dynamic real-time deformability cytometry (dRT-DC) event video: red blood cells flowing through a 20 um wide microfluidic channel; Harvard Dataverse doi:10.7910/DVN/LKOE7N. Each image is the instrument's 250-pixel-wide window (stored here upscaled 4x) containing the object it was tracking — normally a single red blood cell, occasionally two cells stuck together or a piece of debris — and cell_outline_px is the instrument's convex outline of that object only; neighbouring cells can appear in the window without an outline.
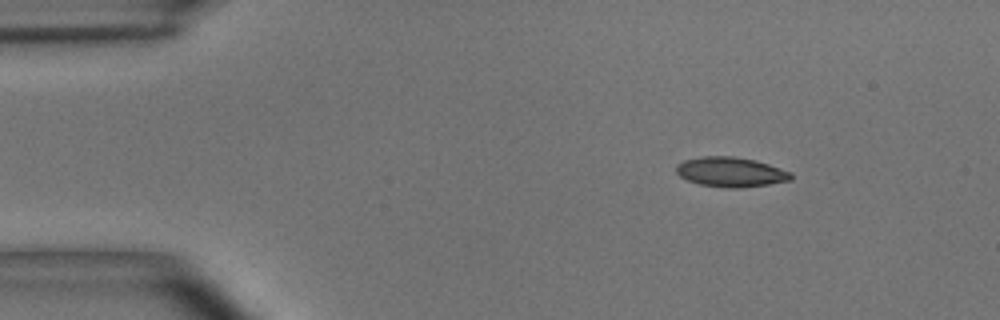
{"species": "common noctule bat (a hibernating species)", "species_latin": "Nyctalus noctula", "temperature_condition": "room temperature", "stored_images_in_passage": 48, "camera_frame_rate_fps": 3000, "um_per_image_px": 0.085, "animal": {"sex": "male", "body_mass_g": 15.6}, "frame": {"image": 1, "passage_image": 1, "time_ms": 0.0, "image_size_px": [1000, 320], "cell_outline_px": [[792, 180], [768, 184], [740, 188], [728, 188], [700, 184], [688, 180], [680, 176], [676, 172], [676, 164], [684, 160], [700, 156], [732, 156], [756, 160], [792, 172]], "centroid_in_image_um": [62.11, 14.61], "position_along_channel_um": 22.9, "area_um2": 19.94}}
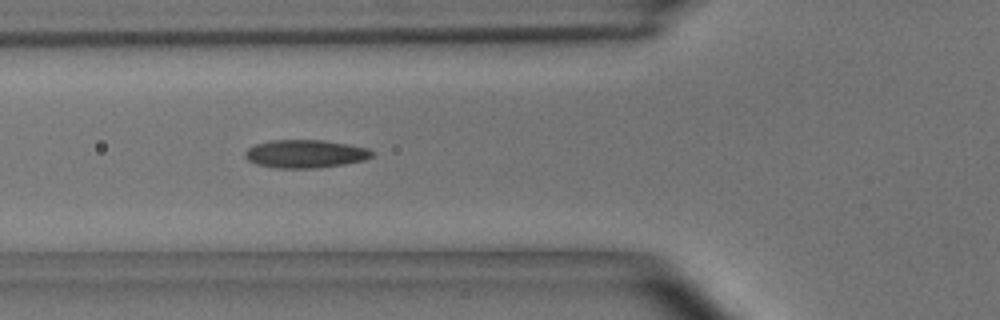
{"frame": {"image": 2, "passage_image": 13, "time_ms": 4.0, "image_size_px": [1000, 320], "cell_outline_px": [[376, 152], [372, 156], [364, 160], [344, 164], [320, 168], [276, 168], [256, 164], [248, 160], [244, 156], [244, 152], [248, 148], [256, 144], [272, 140], [324, 140], [348, 144], [368, 148]], "centroid_in_image_um": [25.97, 13.08], "position_along_channel_um": 99.8, "area_um2": 20.92}}
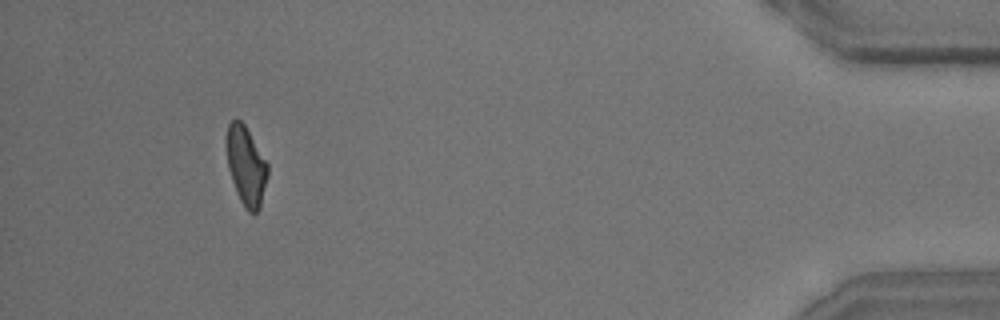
{"frame": {"image": 3, "passage_image": 44, "time_ms": 14.333, "image_size_px": [1000, 320], "cell_outline_px": [[268, 176], [260, 208], [256, 212], [248, 212], [244, 208], [236, 192], [228, 168], [224, 140], [228, 124], [236, 116], [244, 124], [268, 164]], "centroid_in_image_um": [20.88, 14.07], "position_along_channel_um": 414.3, "area_um2": 19.25}, "authors_computed_cell_mechanics": {"area_um2": 19.7965, "velocity_mm_per_s": 3.6822, "shape_relaxation_time_tau1_ms": 3.9869, "shape_relaxation_time_tau2_ms": 1.9064, "deformation_change_tau1": 0.1565, "deformation_change_tau2": 0.101}}